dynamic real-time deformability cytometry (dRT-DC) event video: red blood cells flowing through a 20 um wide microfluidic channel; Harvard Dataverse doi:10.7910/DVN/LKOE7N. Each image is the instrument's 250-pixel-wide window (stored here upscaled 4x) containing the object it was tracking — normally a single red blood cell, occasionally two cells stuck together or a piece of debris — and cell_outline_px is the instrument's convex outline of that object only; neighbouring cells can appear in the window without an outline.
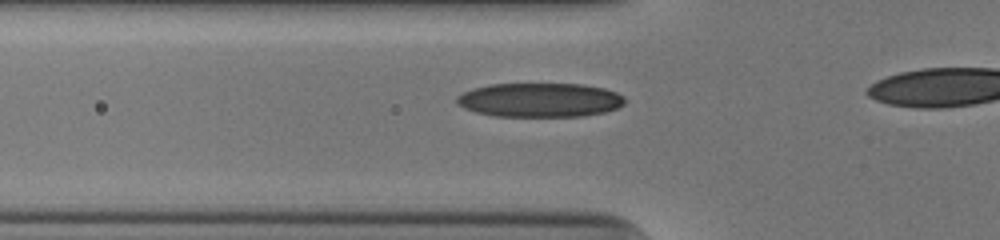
{"species": "human", "species_latin": "Homo sapiens", "temperature_condition": "cold", "stored_images_in_passage": 35, "camera_frame_rate_fps": 3000, "um_per_image_px": 0.085, "donor": {"sex": "male"}, "frame": {"image": 1, "passage_image": 11, "time_ms": 3.333, "image_size_px": [1000, 240], "cell_outline_px": [[624, 104], [616, 108], [604, 112], [580, 116], [492, 116], [476, 112], [464, 108], [456, 104], [456, 96], [472, 88], [488, 84], [584, 84], [604, 88], [616, 92], [624, 96]], "centroid_in_image_um": [45.85, 8.49], "position_along_channel_um": 79.9, "area_um2": 33.52}}
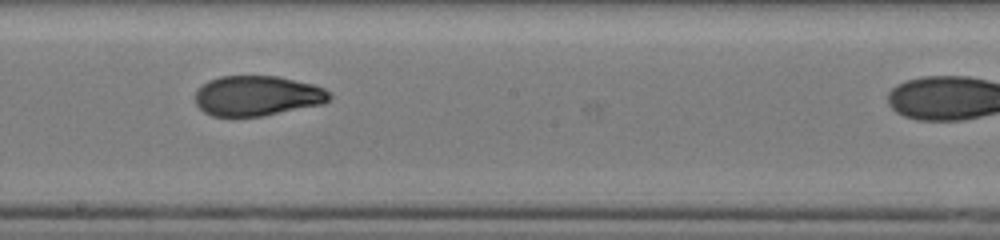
{"frame": {"image": 2, "passage_image": 22, "time_ms": 7.0, "image_size_px": [1000, 240], "cell_outline_px": [[332, 96], [324, 104], [264, 116], [212, 116], [204, 112], [196, 104], [196, 88], [208, 80], [220, 76], [280, 76], [312, 84], [324, 88]], "centroid_in_image_um": [21.86, 8.14], "position_along_channel_um": 226.3, "area_um2": 31.62}}
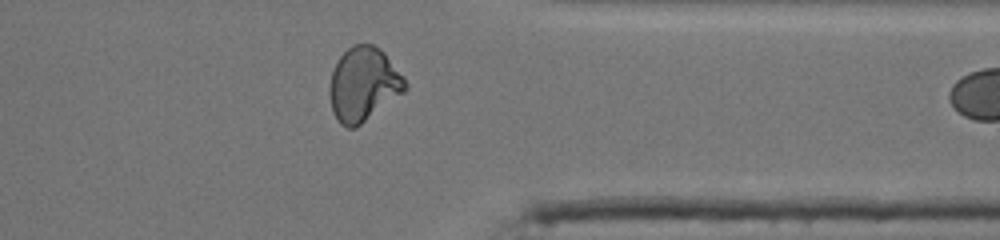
{"frame": {"image": 3, "passage_image": 34, "time_ms": 11.0, "image_size_px": [1000, 240], "cell_outline_px": [[408, 88], [404, 92], [356, 128], [348, 128], [340, 124], [336, 120], [332, 112], [328, 92], [328, 88], [332, 72], [336, 60], [352, 44], [372, 44], [380, 48], [384, 52], [404, 76], [408, 84]], "centroid_in_image_um": [30.88, 7.17], "position_along_channel_um": 380.5, "area_um2": 33.0}}